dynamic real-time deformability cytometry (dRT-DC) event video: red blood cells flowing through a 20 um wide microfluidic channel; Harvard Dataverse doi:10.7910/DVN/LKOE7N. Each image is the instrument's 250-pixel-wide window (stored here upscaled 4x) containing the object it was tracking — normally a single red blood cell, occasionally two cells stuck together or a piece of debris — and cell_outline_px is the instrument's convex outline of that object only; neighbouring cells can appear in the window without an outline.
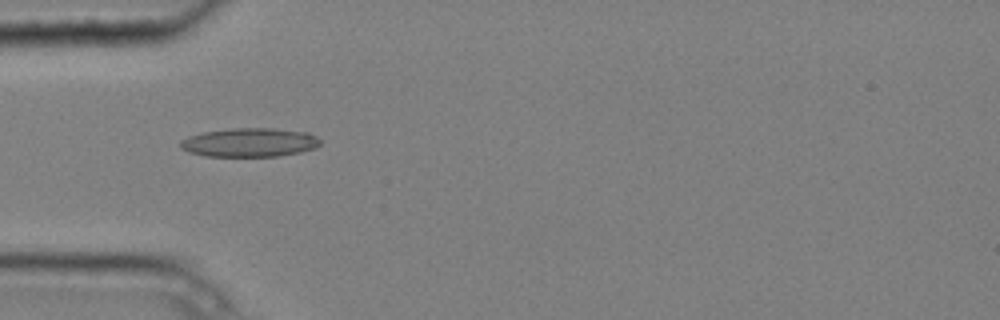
{"species": "common noctule bat (a hibernating species)", "species_latin": "Nyctalus noctula", "temperature_condition": "cold", "stored_images_in_passage": 5, "camera_frame_rate_fps": 3000, "um_per_image_px": 0.085, "animal": {"sex": "male", "body_mass_g": 20.4}, "frame": {"image": 1, "passage_image": 4, "time_ms": 1.0, "image_size_px": [1000, 320], "cell_outline_px": [[320, 144], [316, 148], [300, 152], [276, 156], [204, 156], [188, 152], [180, 148], [180, 140], [188, 136], [204, 132], [232, 128], [272, 128], [308, 132], [316, 136], [320, 140]], "centroid_in_image_um": [21.2, 12.1], "position_along_channel_um": 63.8, "area_um2": 23.58}}
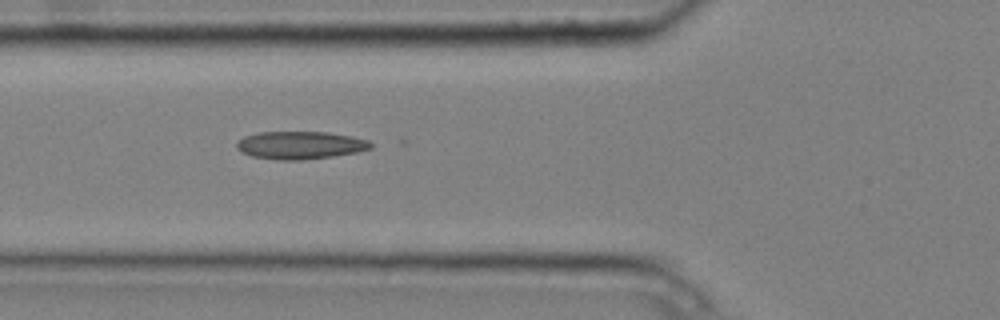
{"frame": {"image": 2, "passage_image": 5, "time_ms": 1.333, "image_size_px": [1000, 320], "cell_outline_px": [[372, 148], [356, 152], [332, 156], [300, 160], [280, 160], [252, 156], [240, 152], [236, 148], [236, 144], [244, 136], [260, 132], [328, 132], [352, 136], [368, 140], [372, 144]], "centroid_in_image_um": [25.51, 12.34], "position_along_channel_um": 100.3, "area_um2": 21.62}}